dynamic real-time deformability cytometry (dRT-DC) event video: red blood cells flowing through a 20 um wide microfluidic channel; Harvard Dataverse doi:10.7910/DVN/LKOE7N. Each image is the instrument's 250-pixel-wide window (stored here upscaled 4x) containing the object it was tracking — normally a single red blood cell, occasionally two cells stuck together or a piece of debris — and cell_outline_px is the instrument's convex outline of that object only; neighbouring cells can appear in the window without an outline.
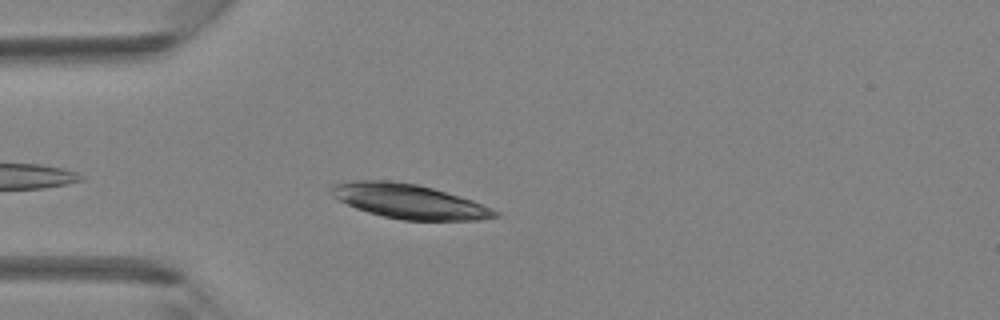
{"species": "Egyptian fruit bat (a non-hibernating species)", "species_latin": "Rousettus aegyptiacus", "temperature_condition": "room temperature", "stored_images_in_passage": 35, "camera_frame_rate_fps": 3000, "um_per_image_px": 0.085, "animal": {"sex": "female"}, "frame": {"image": 1, "passage_image": 3, "time_ms": 0.667, "image_size_px": [1000, 320], "cell_outline_px": [[500, 216], [480, 220], [404, 220], [384, 216], [368, 212], [356, 208], [332, 196], [328, 192], [332, 184], [344, 180], [388, 180], [416, 184], [432, 188], [460, 196], [472, 200], [500, 212]], "centroid_in_image_um": [34.73, 17.1], "position_along_channel_um": 50.3, "area_um2": 32.95}}
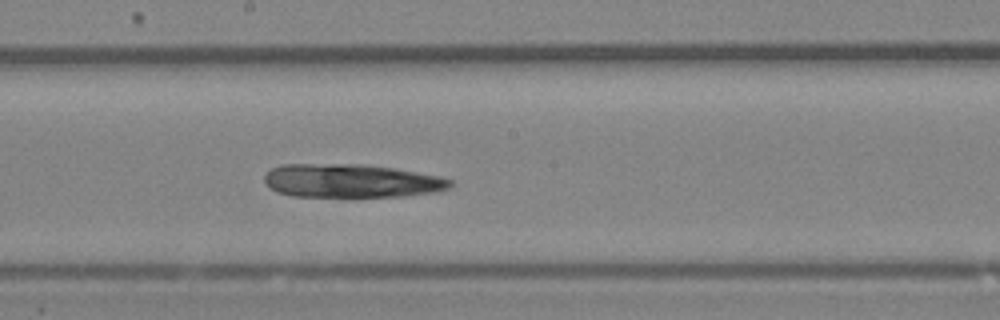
{"frame": {"image": 2, "passage_image": 15, "time_ms": 4.667, "image_size_px": [1000, 320], "cell_outline_px": [[456, 184], [452, 188], [436, 192], [404, 196], [292, 196], [276, 192], [264, 180], [264, 176], [272, 168], [284, 164], [364, 164], [396, 168], [440, 176], [452, 180]], "centroid_in_image_um": [29.94, 15.36], "position_along_channel_um": 218.3, "area_um2": 36.47}}
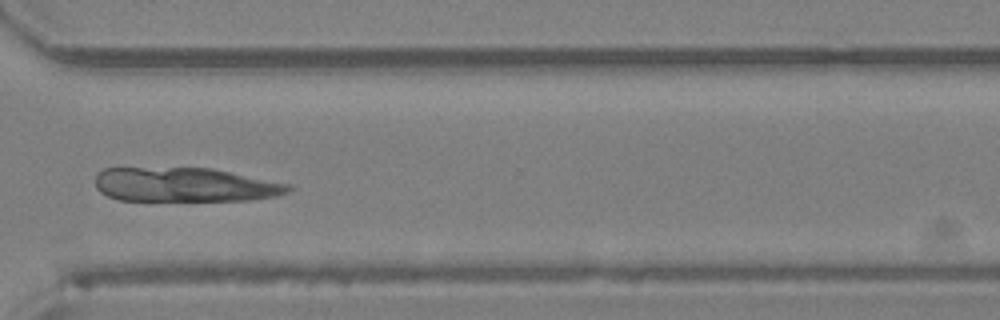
{"frame": {"image": 3, "passage_image": 24, "time_ms": 7.667, "image_size_px": [1000, 320], "cell_outline_px": [[292, 188], [288, 192], [276, 196], [248, 200], [120, 200], [108, 196], [100, 192], [96, 188], [96, 172], [104, 168], [212, 168], [292, 184]], "centroid_in_image_um": [15.72, 15.7], "position_along_channel_um": 354.9, "area_um2": 38.55}}